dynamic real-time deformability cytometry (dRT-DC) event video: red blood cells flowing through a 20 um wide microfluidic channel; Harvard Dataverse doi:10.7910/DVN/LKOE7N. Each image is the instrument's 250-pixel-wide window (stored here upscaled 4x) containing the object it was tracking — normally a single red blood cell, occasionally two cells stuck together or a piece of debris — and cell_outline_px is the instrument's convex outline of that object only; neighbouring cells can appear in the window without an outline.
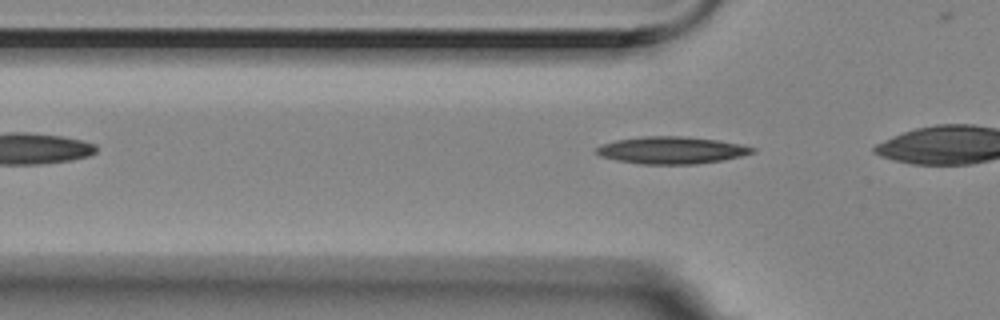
{"species": "Egyptian fruit bat (a non-hibernating species)", "species_latin": "Rousettus aegyptiacus", "temperature_condition": "room temperature", "stored_images_in_passage": 3, "camera_frame_rate_fps": 3000, "um_per_image_px": 0.085, "animal": {"sex": "female"}, "frame": {"image": 1, "passage_image": 3, "time_ms": 0.667, "image_size_px": [1000, 320], "cell_outline_px": [[756, 152], [724, 160], [696, 164], [640, 164], [616, 160], [600, 156], [592, 152], [600, 144], [616, 140], [644, 136], [680, 136], [716, 140], [740, 144], [756, 148]], "centroid_in_image_um": [57.04, 12.77], "position_along_channel_um": 68.8, "area_um2": 24.8}}